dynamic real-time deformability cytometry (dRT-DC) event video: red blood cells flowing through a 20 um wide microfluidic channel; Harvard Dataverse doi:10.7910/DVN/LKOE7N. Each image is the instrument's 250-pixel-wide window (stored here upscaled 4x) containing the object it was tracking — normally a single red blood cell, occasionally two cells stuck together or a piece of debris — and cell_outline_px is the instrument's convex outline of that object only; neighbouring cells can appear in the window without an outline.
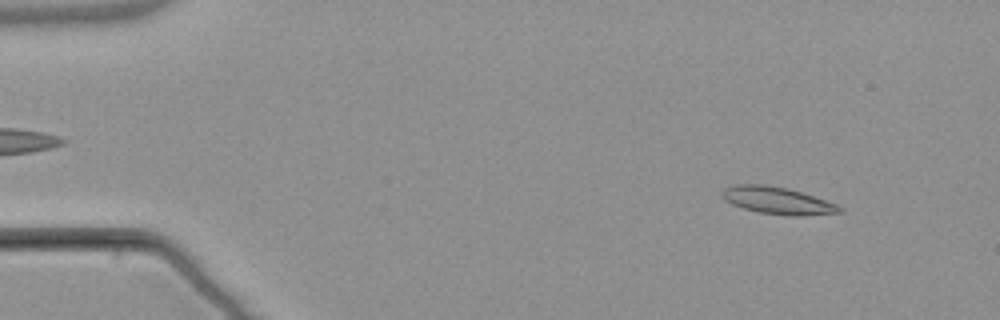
{"species": "common noctule bat (a hibernating species)", "species_latin": "Nyctalus noctula", "temperature_condition": "warm", "stored_images_in_passage": 3, "camera_frame_rate_fps": 3000, "um_per_image_px": 0.085, "animal": {"sex": "male", "body_mass_g": 21.5, "forearm_length_mm": 52.0}, "frame": {"image": 1, "passage_image": 1, "time_ms": 0.0, "image_size_px": [1000, 320], "cell_outline_px": [[844, 212], [800, 216], [792, 216], [760, 212], [744, 208], [732, 204], [724, 200], [720, 196], [720, 192], [724, 188], [736, 184], [764, 184], [788, 188], [836, 204], [844, 208]], "centroid_in_image_um": [66.06, 17.04], "position_along_channel_um": 18.9, "area_um2": 18.55}}
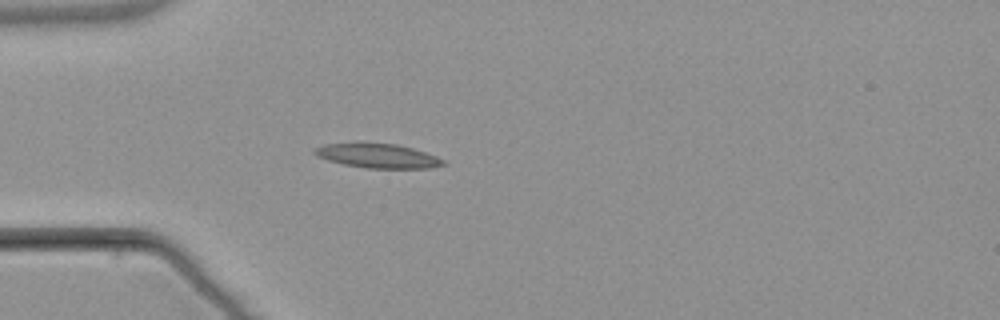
{"frame": {"image": 2, "passage_image": 3, "time_ms": 3.333, "image_size_px": [1000, 320], "cell_outline_px": [[444, 164], [432, 168], [364, 168], [344, 164], [328, 160], [316, 156], [312, 152], [312, 148], [324, 144], [356, 140], [396, 144], [412, 148], [436, 156], [444, 160]], "centroid_in_image_um": [31.99, 13.2], "position_along_channel_um": 53.0, "area_um2": 18.9}}